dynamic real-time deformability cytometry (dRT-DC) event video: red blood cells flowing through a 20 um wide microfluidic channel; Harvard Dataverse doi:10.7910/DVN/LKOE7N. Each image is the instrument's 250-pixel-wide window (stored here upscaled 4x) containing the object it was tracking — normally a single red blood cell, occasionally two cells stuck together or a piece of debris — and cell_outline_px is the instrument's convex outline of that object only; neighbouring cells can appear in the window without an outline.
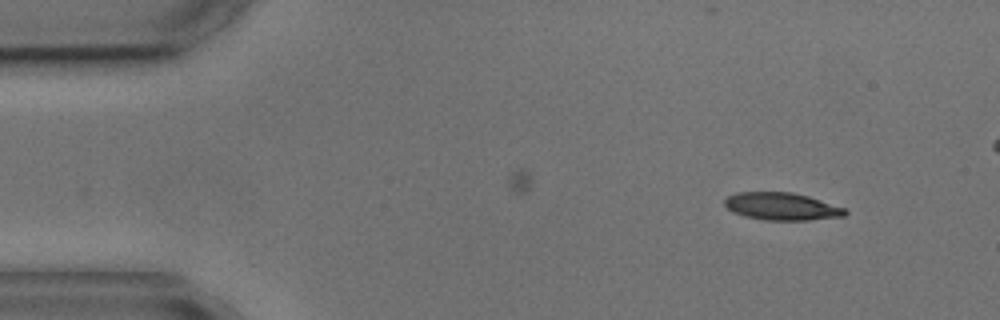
{"species": "common noctule bat (a hibernating species)", "species_latin": "Nyctalus noctula", "temperature_condition": "cold", "stored_images_in_passage": 5, "camera_frame_rate_fps": 3000, "um_per_image_px": 0.085, "animal": {"sex": "male", "body_mass_g": 17.9, "forearm_length_mm": 54.2}, "frame": {"image": 1, "passage_image": 1, "time_ms": 0.0, "image_size_px": [1000, 320], "cell_outline_px": [[848, 212], [844, 216], [808, 220], [764, 220], [744, 216], [732, 212], [724, 204], [724, 200], [728, 196], [736, 192], [792, 192], [808, 196], [844, 208]], "centroid_in_image_um": [66.41, 17.54], "position_along_channel_um": 18.6, "area_um2": 19.25}}